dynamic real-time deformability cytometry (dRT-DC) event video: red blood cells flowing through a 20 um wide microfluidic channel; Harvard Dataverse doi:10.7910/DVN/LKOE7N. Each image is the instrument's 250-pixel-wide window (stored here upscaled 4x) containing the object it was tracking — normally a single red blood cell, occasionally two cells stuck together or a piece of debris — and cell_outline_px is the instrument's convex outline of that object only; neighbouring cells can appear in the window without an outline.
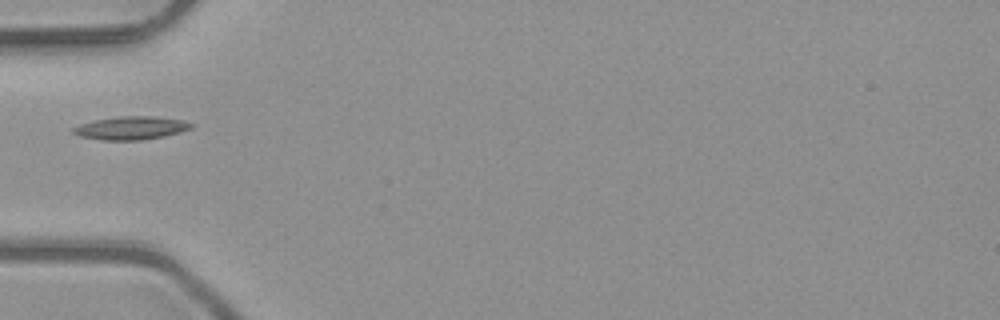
{"species": "common noctule bat (a hibernating species)", "species_latin": "Nyctalus noctula", "temperature_condition": "room temperature", "stored_images_in_passage": 7, "camera_frame_rate_fps": 3000, "um_per_image_px": 0.085, "animal": {"sex": "male", "body_mass_g": 23.1, "forearm_length_mm": 52.7}, "frame": {"image": 1, "passage_image": 6, "time_ms": 1.667, "image_size_px": [1000, 320], "cell_outline_px": [[196, 124], [192, 128], [180, 132], [164, 136], [140, 140], [100, 140], [80, 136], [72, 132], [72, 128], [80, 124], [96, 120], [120, 116], [156, 116], [184, 120]], "centroid_in_image_um": [11.18, 10.87], "position_along_channel_um": 73.8, "area_um2": 16.01}}
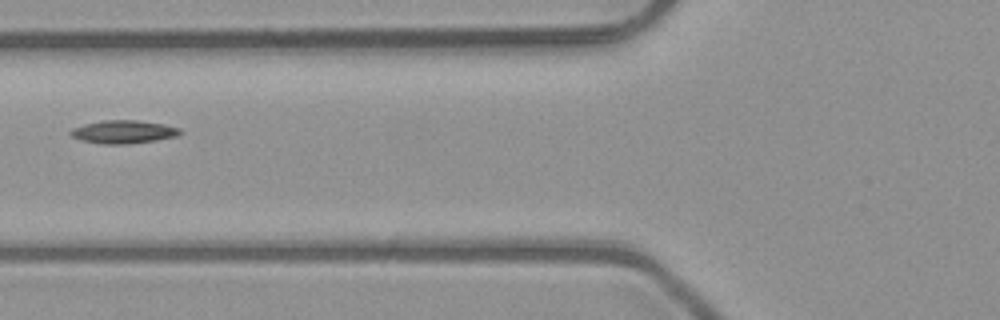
{"frame": {"image": 2, "passage_image": 7, "time_ms": 2.0, "image_size_px": [1000, 320], "cell_outline_px": [[184, 132], [176, 136], [156, 140], [128, 144], [104, 144], [80, 140], [72, 136], [68, 132], [72, 128], [84, 124], [104, 120], [136, 120], [164, 124], [180, 128]], "centroid_in_image_um": [10.5, 11.2], "position_along_channel_um": 115.3, "area_um2": 14.8}}